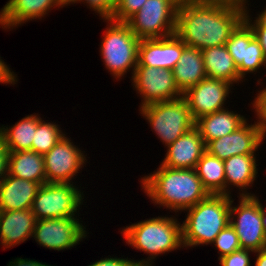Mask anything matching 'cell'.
I'll return each instance as SVG.
<instances>
[{"label": "cell", "instance_id": "obj_8", "mask_svg": "<svg viewBox=\"0 0 266 266\" xmlns=\"http://www.w3.org/2000/svg\"><path fill=\"white\" fill-rule=\"evenodd\" d=\"M177 10L171 0H146L126 23L140 40L165 38L175 34Z\"/></svg>", "mask_w": 266, "mask_h": 266}, {"label": "cell", "instance_id": "obj_34", "mask_svg": "<svg viewBox=\"0 0 266 266\" xmlns=\"http://www.w3.org/2000/svg\"><path fill=\"white\" fill-rule=\"evenodd\" d=\"M257 92L256 97H254V100L251 103V108H253L251 110H254V115L257 116L266 137V86L265 88L263 86V88Z\"/></svg>", "mask_w": 266, "mask_h": 266}, {"label": "cell", "instance_id": "obj_11", "mask_svg": "<svg viewBox=\"0 0 266 266\" xmlns=\"http://www.w3.org/2000/svg\"><path fill=\"white\" fill-rule=\"evenodd\" d=\"M132 79L134 90L141 97L140 108L183 96L178 89L173 70L149 66H136Z\"/></svg>", "mask_w": 266, "mask_h": 266}, {"label": "cell", "instance_id": "obj_1", "mask_svg": "<svg viewBox=\"0 0 266 266\" xmlns=\"http://www.w3.org/2000/svg\"><path fill=\"white\" fill-rule=\"evenodd\" d=\"M245 11L240 5L218 1L182 6L177 10L175 34L200 50L222 46L244 20Z\"/></svg>", "mask_w": 266, "mask_h": 266}, {"label": "cell", "instance_id": "obj_23", "mask_svg": "<svg viewBox=\"0 0 266 266\" xmlns=\"http://www.w3.org/2000/svg\"><path fill=\"white\" fill-rule=\"evenodd\" d=\"M201 51L208 78L224 80L232 85L247 80L240 78L233 58L225 45L210 47Z\"/></svg>", "mask_w": 266, "mask_h": 266}, {"label": "cell", "instance_id": "obj_6", "mask_svg": "<svg viewBox=\"0 0 266 266\" xmlns=\"http://www.w3.org/2000/svg\"><path fill=\"white\" fill-rule=\"evenodd\" d=\"M157 138L167 147L195 126L185 98L161 101L139 108Z\"/></svg>", "mask_w": 266, "mask_h": 266}, {"label": "cell", "instance_id": "obj_30", "mask_svg": "<svg viewBox=\"0 0 266 266\" xmlns=\"http://www.w3.org/2000/svg\"><path fill=\"white\" fill-rule=\"evenodd\" d=\"M228 52L238 68L242 64L245 53V21L243 20L231 33L225 44Z\"/></svg>", "mask_w": 266, "mask_h": 266}, {"label": "cell", "instance_id": "obj_7", "mask_svg": "<svg viewBox=\"0 0 266 266\" xmlns=\"http://www.w3.org/2000/svg\"><path fill=\"white\" fill-rule=\"evenodd\" d=\"M74 183L42 184L31 210L36 220L80 216L84 194Z\"/></svg>", "mask_w": 266, "mask_h": 266}, {"label": "cell", "instance_id": "obj_41", "mask_svg": "<svg viewBox=\"0 0 266 266\" xmlns=\"http://www.w3.org/2000/svg\"><path fill=\"white\" fill-rule=\"evenodd\" d=\"M177 8L187 5L203 4L212 2L213 0H171Z\"/></svg>", "mask_w": 266, "mask_h": 266}, {"label": "cell", "instance_id": "obj_26", "mask_svg": "<svg viewBox=\"0 0 266 266\" xmlns=\"http://www.w3.org/2000/svg\"><path fill=\"white\" fill-rule=\"evenodd\" d=\"M203 187L209 194H225L224 161L210 155L207 151L197 162L195 168Z\"/></svg>", "mask_w": 266, "mask_h": 266}, {"label": "cell", "instance_id": "obj_19", "mask_svg": "<svg viewBox=\"0 0 266 266\" xmlns=\"http://www.w3.org/2000/svg\"><path fill=\"white\" fill-rule=\"evenodd\" d=\"M36 218L30 209L0 211V245L13 248L32 237Z\"/></svg>", "mask_w": 266, "mask_h": 266}, {"label": "cell", "instance_id": "obj_40", "mask_svg": "<svg viewBox=\"0 0 266 266\" xmlns=\"http://www.w3.org/2000/svg\"><path fill=\"white\" fill-rule=\"evenodd\" d=\"M253 30L255 39L259 42L266 58V28H251Z\"/></svg>", "mask_w": 266, "mask_h": 266}, {"label": "cell", "instance_id": "obj_14", "mask_svg": "<svg viewBox=\"0 0 266 266\" xmlns=\"http://www.w3.org/2000/svg\"><path fill=\"white\" fill-rule=\"evenodd\" d=\"M232 86L224 80L207 77L183 93L193 120L225 109Z\"/></svg>", "mask_w": 266, "mask_h": 266}, {"label": "cell", "instance_id": "obj_17", "mask_svg": "<svg viewBox=\"0 0 266 266\" xmlns=\"http://www.w3.org/2000/svg\"><path fill=\"white\" fill-rule=\"evenodd\" d=\"M57 7L62 8L58 0H8L0 9V28L11 31L26 22L41 20Z\"/></svg>", "mask_w": 266, "mask_h": 266}, {"label": "cell", "instance_id": "obj_45", "mask_svg": "<svg viewBox=\"0 0 266 266\" xmlns=\"http://www.w3.org/2000/svg\"><path fill=\"white\" fill-rule=\"evenodd\" d=\"M61 7L63 8L64 6H68V5H71V4H75V3H78L79 0H58Z\"/></svg>", "mask_w": 266, "mask_h": 266}, {"label": "cell", "instance_id": "obj_12", "mask_svg": "<svg viewBox=\"0 0 266 266\" xmlns=\"http://www.w3.org/2000/svg\"><path fill=\"white\" fill-rule=\"evenodd\" d=\"M64 135L45 155L46 183H74L77 173L86 165L87 155ZM85 164V165H84Z\"/></svg>", "mask_w": 266, "mask_h": 266}, {"label": "cell", "instance_id": "obj_25", "mask_svg": "<svg viewBox=\"0 0 266 266\" xmlns=\"http://www.w3.org/2000/svg\"><path fill=\"white\" fill-rule=\"evenodd\" d=\"M38 125V114L33 113L23 117L15 125L0 126L5 144L9 151H32V141Z\"/></svg>", "mask_w": 266, "mask_h": 266}, {"label": "cell", "instance_id": "obj_24", "mask_svg": "<svg viewBox=\"0 0 266 266\" xmlns=\"http://www.w3.org/2000/svg\"><path fill=\"white\" fill-rule=\"evenodd\" d=\"M8 173L17 178L45 184L43 155L31 150L9 151Z\"/></svg>", "mask_w": 266, "mask_h": 266}, {"label": "cell", "instance_id": "obj_29", "mask_svg": "<svg viewBox=\"0 0 266 266\" xmlns=\"http://www.w3.org/2000/svg\"><path fill=\"white\" fill-rule=\"evenodd\" d=\"M211 245L215 246V249H218V259L241 249L238 235L230 223L221 230Z\"/></svg>", "mask_w": 266, "mask_h": 266}, {"label": "cell", "instance_id": "obj_31", "mask_svg": "<svg viewBox=\"0 0 266 266\" xmlns=\"http://www.w3.org/2000/svg\"><path fill=\"white\" fill-rule=\"evenodd\" d=\"M145 2L146 0H118L112 20L126 22Z\"/></svg>", "mask_w": 266, "mask_h": 266}, {"label": "cell", "instance_id": "obj_21", "mask_svg": "<svg viewBox=\"0 0 266 266\" xmlns=\"http://www.w3.org/2000/svg\"><path fill=\"white\" fill-rule=\"evenodd\" d=\"M246 121L249 122L245 116L225 108L200 117L195 121V127L207 145L210 141L234 132Z\"/></svg>", "mask_w": 266, "mask_h": 266}, {"label": "cell", "instance_id": "obj_32", "mask_svg": "<svg viewBox=\"0 0 266 266\" xmlns=\"http://www.w3.org/2000/svg\"><path fill=\"white\" fill-rule=\"evenodd\" d=\"M118 0H79L78 3H85L88 8L93 9L99 15L100 20L112 19L115 13Z\"/></svg>", "mask_w": 266, "mask_h": 266}, {"label": "cell", "instance_id": "obj_20", "mask_svg": "<svg viewBox=\"0 0 266 266\" xmlns=\"http://www.w3.org/2000/svg\"><path fill=\"white\" fill-rule=\"evenodd\" d=\"M40 186L8 173L0 183V211L30 209Z\"/></svg>", "mask_w": 266, "mask_h": 266}, {"label": "cell", "instance_id": "obj_18", "mask_svg": "<svg viewBox=\"0 0 266 266\" xmlns=\"http://www.w3.org/2000/svg\"><path fill=\"white\" fill-rule=\"evenodd\" d=\"M257 166L256 154L235 155L224 160L225 194L231 196V188L236 187L239 191L237 198L255 196L254 193L248 192V189L253 187L252 184L258 177Z\"/></svg>", "mask_w": 266, "mask_h": 266}, {"label": "cell", "instance_id": "obj_39", "mask_svg": "<svg viewBox=\"0 0 266 266\" xmlns=\"http://www.w3.org/2000/svg\"><path fill=\"white\" fill-rule=\"evenodd\" d=\"M7 265L8 266H53V265L47 264L46 262L42 263L35 259L33 260L28 259V258L23 259L22 257H17L14 260L12 259V261H9Z\"/></svg>", "mask_w": 266, "mask_h": 266}, {"label": "cell", "instance_id": "obj_3", "mask_svg": "<svg viewBox=\"0 0 266 266\" xmlns=\"http://www.w3.org/2000/svg\"><path fill=\"white\" fill-rule=\"evenodd\" d=\"M120 232L128 246L149 255L139 261L133 259L135 265L154 266L158 256L184 248L182 224L174 215L145 219L124 227Z\"/></svg>", "mask_w": 266, "mask_h": 266}, {"label": "cell", "instance_id": "obj_42", "mask_svg": "<svg viewBox=\"0 0 266 266\" xmlns=\"http://www.w3.org/2000/svg\"><path fill=\"white\" fill-rule=\"evenodd\" d=\"M255 255L254 266H266V247L255 252Z\"/></svg>", "mask_w": 266, "mask_h": 266}, {"label": "cell", "instance_id": "obj_5", "mask_svg": "<svg viewBox=\"0 0 266 266\" xmlns=\"http://www.w3.org/2000/svg\"><path fill=\"white\" fill-rule=\"evenodd\" d=\"M106 22L104 35L100 44V56L106 69L113 78L120 80L130 70L133 76L138 64V46L140 39L132 32L126 22L112 19Z\"/></svg>", "mask_w": 266, "mask_h": 266}, {"label": "cell", "instance_id": "obj_38", "mask_svg": "<svg viewBox=\"0 0 266 266\" xmlns=\"http://www.w3.org/2000/svg\"><path fill=\"white\" fill-rule=\"evenodd\" d=\"M250 9L246 8L245 14H244V21L251 27V28H266V7L264 10L259 12L257 14V17H255V20L251 15L249 14Z\"/></svg>", "mask_w": 266, "mask_h": 266}, {"label": "cell", "instance_id": "obj_2", "mask_svg": "<svg viewBox=\"0 0 266 266\" xmlns=\"http://www.w3.org/2000/svg\"><path fill=\"white\" fill-rule=\"evenodd\" d=\"M140 183L154 205L176 214L209 195L195 169L170 168L160 164L157 170L141 177Z\"/></svg>", "mask_w": 266, "mask_h": 266}, {"label": "cell", "instance_id": "obj_36", "mask_svg": "<svg viewBox=\"0 0 266 266\" xmlns=\"http://www.w3.org/2000/svg\"><path fill=\"white\" fill-rule=\"evenodd\" d=\"M110 257V258H109ZM87 266H135L134 261L128 257L127 258H123L122 257H112V256H108V257H104L100 260H97L96 262L92 263L90 265Z\"/></svg>", "mask_w": 266, "mask_h": 266}, {"label": "cell", "instance_id": "obj_33", "mask_svg": "<svg viewBox=\"0 0 266 266\" xmlns=\"http://www.w3.org/2000/svg\"><path fill=\"white\" fill-rule=\"evenodd\" d=\"M254 254L255 252L247 249H239L234 251L231 254H227L218 261L220 262V266H251L250 254Z\"/></svg>", "mask_w": 266, "mask_h": 266}, {"label": "cell", "instance_id": "obj_28", "mask_svg": "<svg viewBox=\"0 0 266 266\" xmlns=\"http://www.w3.org/2000/svg\"><path fill=\"white\" fill-rule=\"evenodd\" d=\"M66 135L54 122H46L38 114V125L32 141V151L45 155L61 138Z\"/></svg>", "mask_w": 266, "mask_h": 266}, {"label": "cell", "instance_id": "obj_9", "mask_svg": "<svg viewBox=\"0 0 266 266\" xmlns=\"http://www.w3.org/2000/svg\"><path fill=\"white\" fill-rule=\"evenodd\" d=\"M255 196H240L237 205L231 197L229 223L239 238L241 248L257 252L266 247V233L261 218L260 201ZM233 204V205H232Z\"/></svg>", "mask_w": 266, "mask_h": 266}, {"label": "cell", "instance_id": "obj_35", "mask_svg": "<svg viewBox=\"0 0 266 266\" xmlns=\"http://www.w3.org/2000/svg\"><path fill=\"white\" fill-rule=\"evenodd\" d=\"M9 150L5 144V138L0 130V183L8 175Z\"/></svg>", "mask_w": 266, "mask_h": 266}, {"label": "cell", "instance_id": "obj_4", "mask_svg": "<svg viewBox=\"0 0 266 266\" xmlns=\"http://www.w3.org/2000/svg\"><path fill=\"white\" fill-rule=\"evenodd\" d=\"M231 197L226 194H209L184 211H187V215L182 223V241L186 249L214 242L216 236L229 224Z\"/></svg>", "mask_w": 266, "mask_h": 266}, {"label": "cell", "instance_id": "obj_22", "mask_svg": "<svg viewBox=\"0 0 266 266\" xmlns=\"http://www.w3.org/2000/svg\"><path fill=\"white\" fill-rule=\"evenodd\" d=\"M173 75L182 93L207 78L202 51L186 46L173 69Z\"/></svg>", "mask_w": 266, "mask_h": 266}, {"label": "cell", "instance_id": "obj_10", "mask_svg": "<svg viewBox=\"0 0 266 266\" xmlns=\"http://www.w3.org/2000/svg\"><path fill=\"white\" fill-rule=\"evenodd\" d=\"M80 221L77 216L36 220L32 237L46 249H72L89 234Z\"/></svg>", "mask_w": 266, "mask_h": 266}, {"label": "cell", "instance_id": "obj_44", "mask_svg": "<svg viewBox=\"0 0 266 266\" xmlns=\"http://www.w3.org/2000/svg\"><path fill=\"white\" fill-rule=\"evenodd\" d=\"M260 207H261L262 223H263V227H264V230H265V233H266V205L263 206V204L260 202Z\"/></svg>", "mask_w": 266, "mask_h": 266}, {"label": "cell", "instance_id": "obj_15", "mask_svg": "<svg viewBox=\"0 0 266 266\" xmlns=\"http://www.w3.org/2000/svg\"><path fill=\"white\" fill-rule=\"evenodd\" d=\"M187 45L176 35L142 39L138 46L137 66L173 70Z\"/></svg>", "mask_w": 266, "mask_h": 266}, {"label": "cell", "instance_id": "obj_43", "mask_svg": "<svg viewBox=\"0 0 266 266\" xmlns=\"http://www.w3.org/2000/svg\"><path fill=\"white\" fill-rule=\"evenodd\" d=\"M213 1L232 3V4L240 5L244 8H249L248 0H213Z\"/></svg>", "mask_w": 266, "mask_h": 266}, {"label": "cell", "instance_id": "obj_16", "mask_svg": "<svg viewBox=\"0 0 266 266\" xmlns=\"http://www.w3.org/2000/svg\"><path fill=\"white\" fill-rule=\"evenodd\" d=\"M161 165L170 168L195 169L197 162L206 152V144L194 126L167 146Z\"/></svg>", "mask_w": 266, "mask_h": 266}, {"label": "cell", "instance_id": "obj_37", "mask_svg": "<svg viewBox=\"0 0 266 266\" xmlns=\"http://www.w3.org/2000/svg\"><path fill=\"white\" fill-rule=\"evenodd\" d=\"M8 66L9 65H7L6 62H4V60H2L0 56V83L6 85L17 84V74L14 73Z\"/></svg>", "mask_w": 266, "mask_h": 266}, {"label": "cell", "instance_id": "obj_27", "mask_svg": "<svg viewBox=\"0 0 266 266\" xmlns=\"http://www.w3.org/2000/svg\"><path fill=\"white\" fill-rule=\"evenodd\" d=\"M266 69V58L259 42L255 39L253 30L245 22V53L242 64L237 68L243 80L248 73L256 74L259 69Z\"/></svg>", "mask_w": 266, "mask_h": 266}, {"label": "cell", "instance_id": "obj_13", "mask_svg": "<svg viewBox=\"0 0 266 266\" xmlns=\"http://www.w3.org/2000/svg\"><path fill=\"white\" fill-rule=\"evenodd\" d=\"M256 120L254 124L246 121L234 132L210 141L206 151L223 161L235 155L256 154L266 139L257 116Z\"/></svg>", "mask_w": 266, "mask_h": 266}]
</instances>
